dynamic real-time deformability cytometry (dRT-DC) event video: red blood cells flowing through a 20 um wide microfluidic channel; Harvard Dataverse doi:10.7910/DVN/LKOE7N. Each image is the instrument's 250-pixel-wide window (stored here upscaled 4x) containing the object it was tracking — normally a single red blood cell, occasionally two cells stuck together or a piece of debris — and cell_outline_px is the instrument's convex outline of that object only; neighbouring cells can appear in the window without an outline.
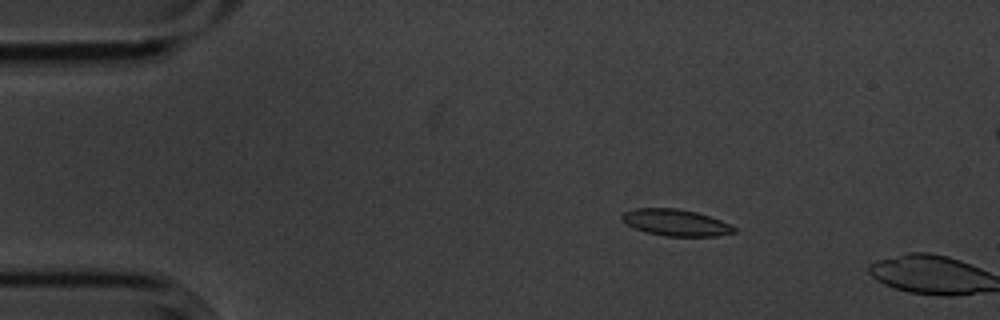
{"species": "common noctule bat (a hibernating species)", "species_latin": "Nyctalus noctula", "temperature_condition": "cold", "stored_images_in_passage": 4, "camera_frame_rate_fps": 3000, "um_per_image_px": 0.085, "animal": {"sex": "male", "body_mass_g": 20.1, "forearm_length_mm": 53.5}, "frame": {"image": 1, "passage_image": 3, "time_ms": 0.667, "image_size_px": [1000, 320], "cell_outline_px": [[736, 232], [716, 236], [664, 236], [648, 232], [636, 228], [628, 224], [620, 216], [624, 212], [636, 208], [676, 208], [696, 212], [732, 224], [736, 228]], "centroid_in_image_um": [57.48, 18.92], "position_along_channel_um": 27.5, "area_um2": 17.17}}